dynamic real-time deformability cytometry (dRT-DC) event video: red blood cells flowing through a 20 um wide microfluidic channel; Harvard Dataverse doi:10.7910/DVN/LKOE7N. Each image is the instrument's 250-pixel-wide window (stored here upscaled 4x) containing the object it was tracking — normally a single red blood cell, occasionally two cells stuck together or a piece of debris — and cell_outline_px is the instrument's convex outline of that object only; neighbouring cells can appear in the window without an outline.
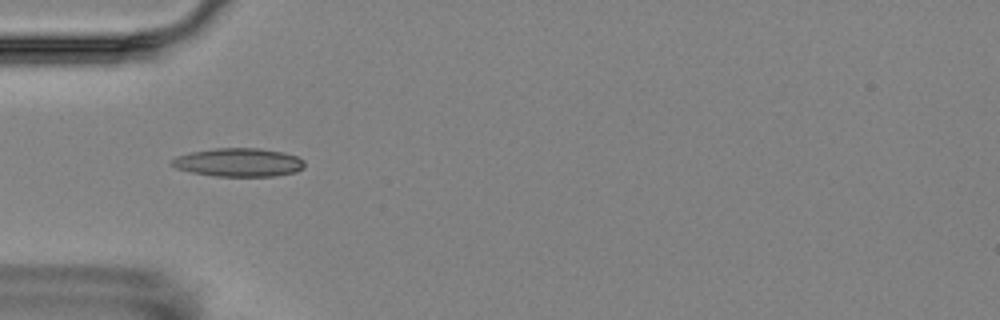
{"species": "Egyptian fruit bat (a non-hibernating species)", "species_latin": "Rousettus aegyptiacus", "temperature_condition": "room temperature", "stored_images_in_passage": 6, "camera_frame_rate_fps": 3000, "um_per_image_px": 0.085, "animal": {"sex": "female"}, "frame": {"image": 1, "passage_image": 5, "time_ms": 4.667, "image_size_px": [1000, 320], "cell_outline_px": [[304, 168], [296, 172], [276, 176], [212, 176], [192, 172], [176, 168], [168, 164], [176, 156], [192, 152], [216, 148], [260, 148], [284, 152], [296, 156], [304, 160]], "centroid_in_image_um": [20.3, 13.8], "position_along_channel_um": 64.7, "area_um2": 22.14}}
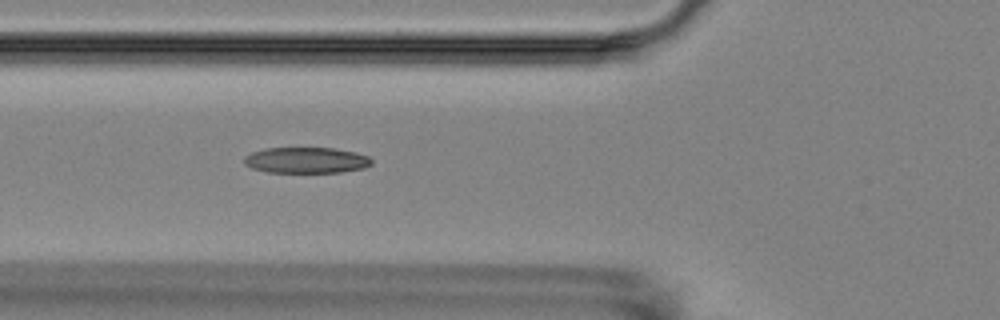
{"frame": {"image": 2, "passage_image": 6, "time_ms": 5.667, "image_size_px": [1000, 320], "cell_outline_px": [[372, 164], [364, 168], [340, 172], [268, 172], [252, 168], [244, 164], [244, 156], [252, 152], [264, 148], [332, 148], [356, 152], [368, 156], [372, 160]], "centroid_in_image_um": [26.02, 13.61], "position_along_channel_um": 99.8, "area_um2": 19.25}}